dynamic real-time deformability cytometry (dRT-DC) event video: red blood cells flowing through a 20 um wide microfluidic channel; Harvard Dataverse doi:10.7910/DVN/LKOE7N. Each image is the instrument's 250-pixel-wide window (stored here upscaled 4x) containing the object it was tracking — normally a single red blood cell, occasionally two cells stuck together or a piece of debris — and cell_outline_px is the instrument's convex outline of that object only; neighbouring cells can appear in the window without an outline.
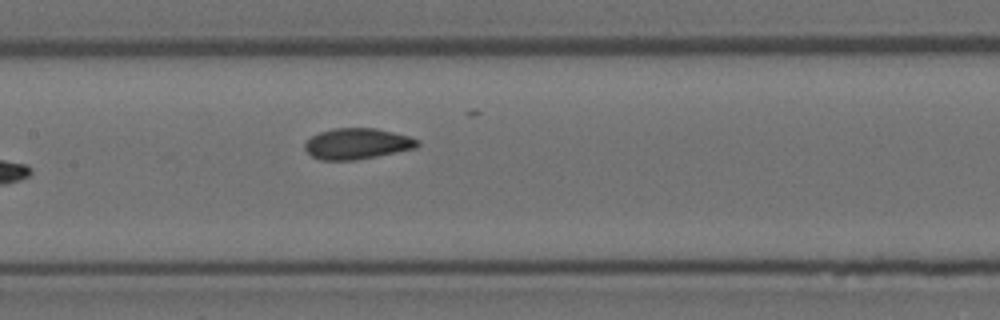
{"species": "Egyptian fruit bat (a non-hibernating species)", "species_latin": "Rousettus aegyptiacus", "temperature_condition": "room temperature", "stored_images_in_passage": 7, "camera_frame_rate_fps": 3000, "um_per_image_px": 0.085, "animal": {"sex": "female"}, "frame": {"image": 1, "passage_image": 7, "time_ms": 2.0, "image_size_px": [1000, 320], "cell_outline_px": [[420, 144], [416, 148], [356, 160], [320, 160], [312, 156], [304, 148], [304, 144], [312, 136], [320, 132], [332, 128], [376, 128], [408, 136], [420, 140]], "centroid_in_image_um": [30.36, 12.21], "position_along_channel_um": 177.0, "area_um2": 20.23}}